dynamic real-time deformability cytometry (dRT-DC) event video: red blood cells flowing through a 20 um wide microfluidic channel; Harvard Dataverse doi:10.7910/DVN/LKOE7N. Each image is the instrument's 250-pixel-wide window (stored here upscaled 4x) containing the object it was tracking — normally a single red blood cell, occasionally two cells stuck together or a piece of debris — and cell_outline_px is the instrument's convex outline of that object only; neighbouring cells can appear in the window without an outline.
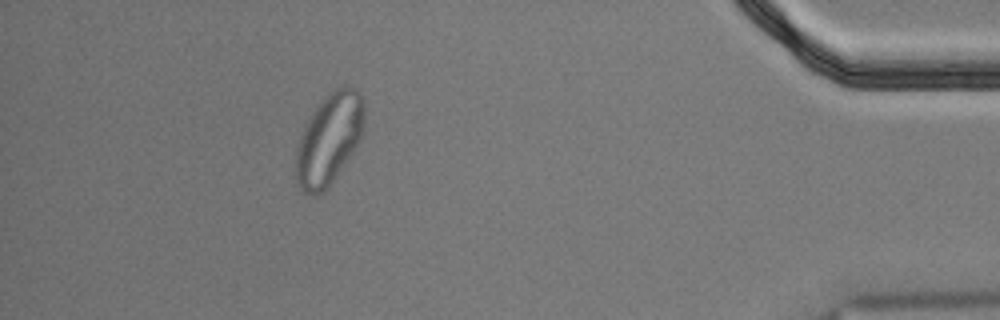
{"species": "Egyptian fruit bat (a non-hibernating species)", "species_latin": "Rousettus aegyptiacus", "temperature_condition": "cold", "stored_images_in_passage": 45, "segment_of_instrument_passage": [2, 2], "camera_frame_rate_fps": 3000, "um_per_image_px": 0.085, "animal": {"sex": "male"}, "frame": {"image": 1, "passage_image": 40, "time_ms": 13.0, "image_size_px": [1000, 320], "cell_outline_px": [[364, 132], [360, 140], [328, 188], [324, 192], [312, 196], [304, 192], [300, 188], [296, 180], [296, 148], [300, 132], [304, 124], [312, 112], [328, 92], [340, 84], [348, 84], [356, 88], [360, 92], [364, 100]], "centroid_in_image_um": [27.98, 11.77], "position_along_channel_um": 407.2, "area_um2": 36.99}}